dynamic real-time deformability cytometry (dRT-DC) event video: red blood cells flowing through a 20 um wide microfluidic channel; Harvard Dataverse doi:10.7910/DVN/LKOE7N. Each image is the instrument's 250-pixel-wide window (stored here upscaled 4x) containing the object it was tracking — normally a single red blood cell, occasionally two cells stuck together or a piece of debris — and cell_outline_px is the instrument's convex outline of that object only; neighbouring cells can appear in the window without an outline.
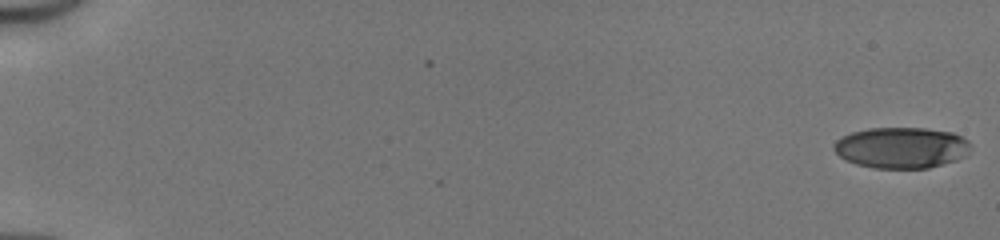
{"species": "human", "species_latin": "Homo sapiens", "temperature_condition": "cold", "stored_images_in_passage": 51, "camera_frame_rate_fps": 3000, "um_per_image_px": 0.085, "donor": {"sex": "male"}, "frame": {"image": 1, "passage_image": 1, "time_ms": 0.0, "image_size_px": [1000, 240], "cell_outline_px": [[972, 144], [968, 152], [964, 156], [956, 160], [928, 168], [872, 168], [856, 164], [840, 156], [832, 148], [832, 144], [836, 140], [852, 132], [868, 128], [924, 128], [952, 132], [968, 140]], "centroid_in_image_um": [76.62, 12.55], "position_along_channel_um": 8.4, "area_um2": 32.71}}
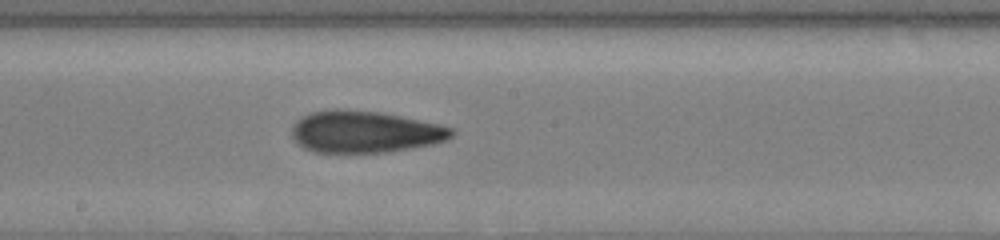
{"frame": {"image": 2, "passage_image": 30, "time_ms": 9.667, "image_size_px": [1000, 240], "cell_outline_px": [[456, 132], [448, 140], [432, 144], [384, 152], [316, 152], [304, 148], [292, 136], [292, 128], [296, 120], [308, 112], [336, 108], [380, 112], [400, 116], [436, 124], [452, 128]], "centroid_in_image_um": [30.98, 11.19], "position_along_channel_um": 217.2, "area_um2": 38.73}}
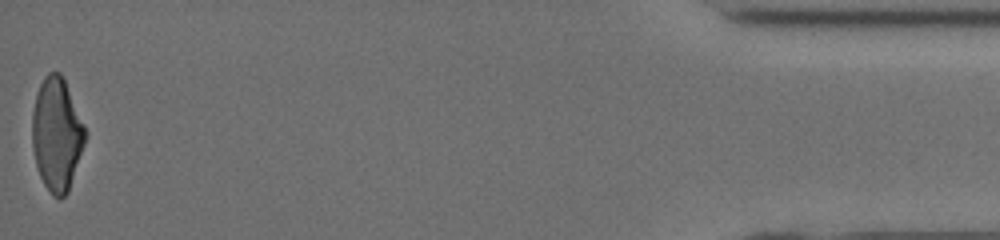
{"frame": {"image": 3, "passage_image": 51, "time_ms": 16.667, "image_size_px": [1000, 240], "cell_outline_px": [[88, 132], [68, 192], [60, 200], [52, 196], [44, 184], [40, 176], [36, 164], [32, 148], [32, 112], [36, 92], [44, 76], [48, 72], [60, 72], [64, 80]], "centroid_in_image_um": [4.81, 11.42], "position_along_channel_um": 430.4, "area_um2": 35.03}, "authors_computed_cell_mechanics": {"area_um2": 36.6452, "velocity_mm_per_s": 4.1902, "shape_relaxation_time_tau1_ms": 5.1949, "shape_relaxation_time_tau2_ms": 2.1446, "deformation_change_tau1": 0.219, "deformation_change_tau2": 0.115}}